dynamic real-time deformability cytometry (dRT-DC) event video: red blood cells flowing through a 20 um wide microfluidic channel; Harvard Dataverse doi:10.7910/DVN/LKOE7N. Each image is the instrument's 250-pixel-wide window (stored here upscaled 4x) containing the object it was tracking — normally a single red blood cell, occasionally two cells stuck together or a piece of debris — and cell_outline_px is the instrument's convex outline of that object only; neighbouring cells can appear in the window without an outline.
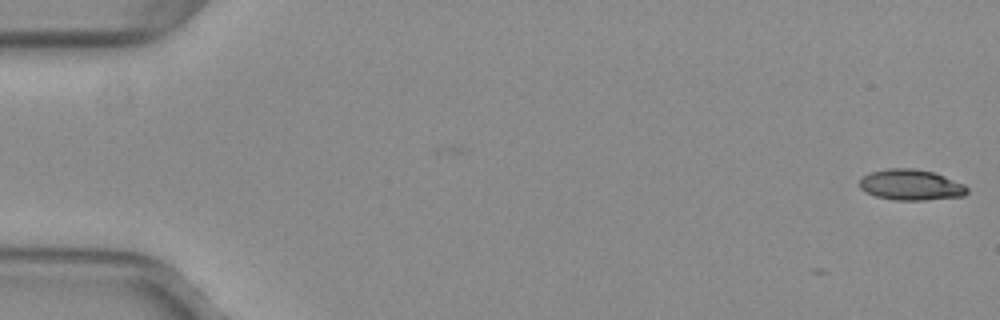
{"species": "common noctule bat (a hibernating species)", "species_latin": "Nyctalus noctula", "temperature_condition": "warm", "stored_images_in_passage": 2, "camera_frame_rate_fps": 3000, "um_per_image_px": 0.085, "animal": {"sex": "female", "body_mass_g": 29.2, "forearm_length_mm": 56.3}, "frame": {"image": 1, "passage_image": 2, "time_ms": 0.333, "image_size_px": [1000, 320], "cell_outline_px": [[968, 192], [964, 196], [924, 200], [896, 200], [876, 196], [860, 188], [860, 180], [868, 172], [888, 168], [912, 168], [932, 172], [944, 176], [964, 184], [968, 188]], "centroid_in_image_um": [77.44, 15.71], "position_along_channel_um": 7.6, "area_um2": 19.19}}